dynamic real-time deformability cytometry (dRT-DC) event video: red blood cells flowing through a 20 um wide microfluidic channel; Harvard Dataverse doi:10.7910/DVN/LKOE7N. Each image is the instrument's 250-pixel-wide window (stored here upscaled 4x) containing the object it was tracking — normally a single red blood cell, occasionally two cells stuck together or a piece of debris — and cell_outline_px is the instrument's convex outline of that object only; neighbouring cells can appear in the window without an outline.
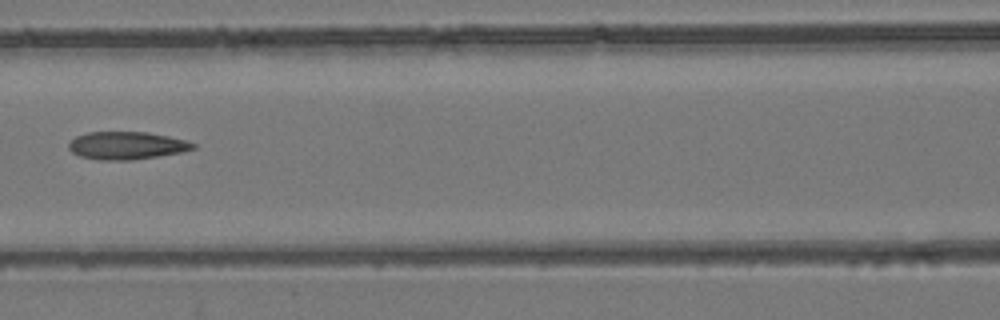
{"species": "common noctule bat (a hibernating species)", "species_latin": "Nyctalus noctula", "temperature_condition": "room temperature", "stored_images_in_passage": 9, "camera_frame_rate_fps": 3000, "um_per_image_px": 0.085, "animal": {"sex": "female", "body_mass_g": 24.6, "forearm_length_mm": 56.2}, "frame": {"image": 1, "passage_image": 7, "time_ms": 2.0, "image_size_px": [1000, 320], "cell_outline_px": [[196, 148], [180, 152], [132, 160], [100, 160], [80, 156], [72, 152], [68, 148], [68, 144], [76, 136], [88, 132], [148, 132], [168, 136], [184, 140], [196, 144]], "centroid_in_image_um": [10.74, 12.37], "position_along_channel_um": 155.9, "area_um2": 19.94}}
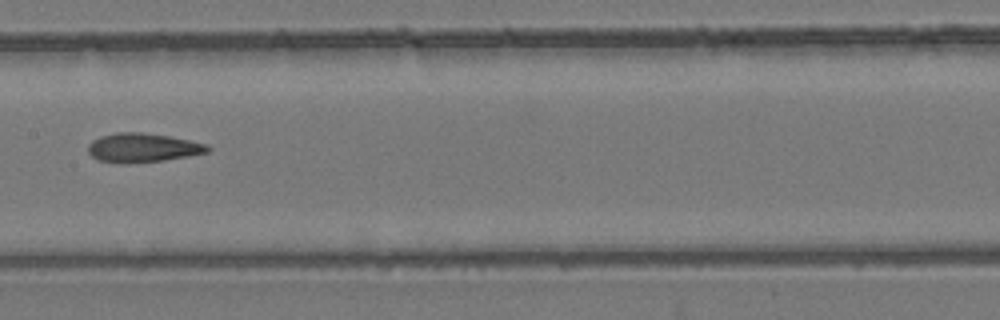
{"frame": {"image": 2, "passage_image": 8, "time_ms": 2.333, "image_size_px": [1000, 320], "cell_outline_px": [[212, 148], [208, 152], [188, 156], [164, 160], [128, 164], [120, 164], [100, 160], [92, 156], [88, 152], [88, 144], [92, 140], [100, 136], [116, 132], [144, 132], [168, 136], [208, 144]], "centroid_in_image_um": [12.12, 12.56], "position_along_channel_um": 195.3, "area_um2": 20.4}}
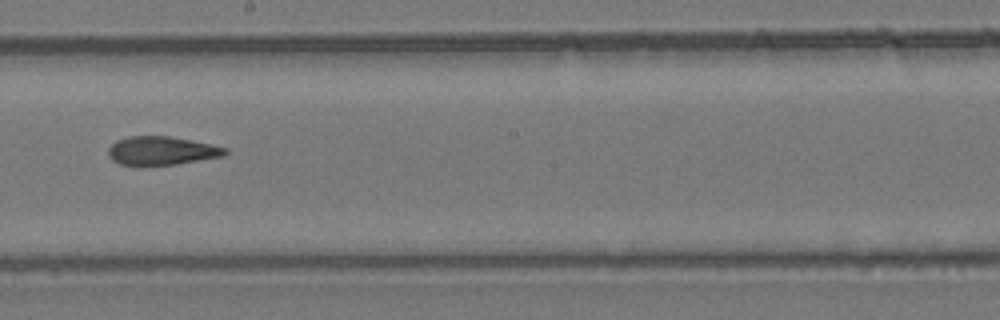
{"frame": {"image": 3, "passage_image": 9, "time_ms": 2.667, "image_size_px": [1000, 320], "cell_outline_px": [[228, 152], [224, 156], [176, 164], [140, 168], [120, 164], [112, 160], [108, 156], [108, 148], [116, 140], [128, 136], [168, 136], [192, 140], [212, 144], [228, 148]], "centroid_in_image_um": [13.7, 12.84], "position_along_channel_um": 234.5, "area_um2": 20.11}}